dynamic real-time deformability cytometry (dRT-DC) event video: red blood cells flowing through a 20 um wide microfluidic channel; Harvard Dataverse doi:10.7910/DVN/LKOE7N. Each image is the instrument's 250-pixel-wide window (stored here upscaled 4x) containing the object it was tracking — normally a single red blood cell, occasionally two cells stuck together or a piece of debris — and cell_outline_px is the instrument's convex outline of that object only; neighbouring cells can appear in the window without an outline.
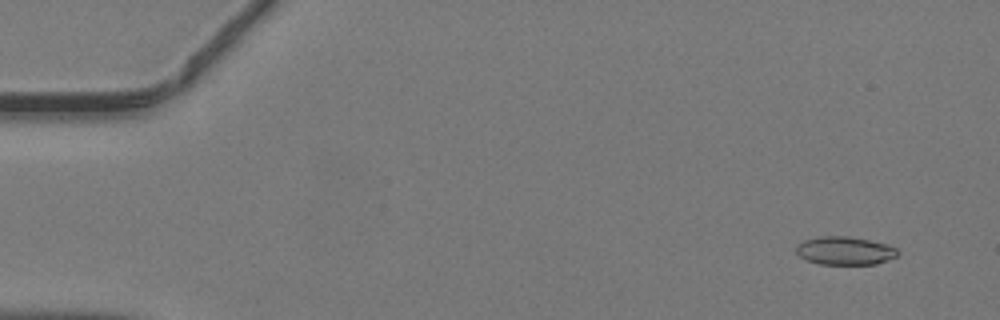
{"species": "common noctule bat (a hibernating species)", "species_latin": "Nyctalus noctula", "temperature_condition": "warm", "stored_images_in_passage": 16, "camera_frame_rate_fps": 3000, "um_per_image_px": 0.085, "animal": {"sex": "male", "body_mass_g": 19.2, "forearm_length_mm": 51.8}, "frame": {"image": 1, "passage_image": 4, "time_ms": 1.0, "image_size_px": [1000, 320], "cell_outline_px": [[900, 252], [896, 256], [888, 260], [876, 264], [820, 264], [808, 260], [800, 256], [796, 252], [796, 244], [804, 240], [816, 236], [848, 236], [888, 244], [896, 248]], "centroid_in_image_um": [71.81, 21.3], "position_along_channel_um": 13.2, "area_um2": 16.76}}
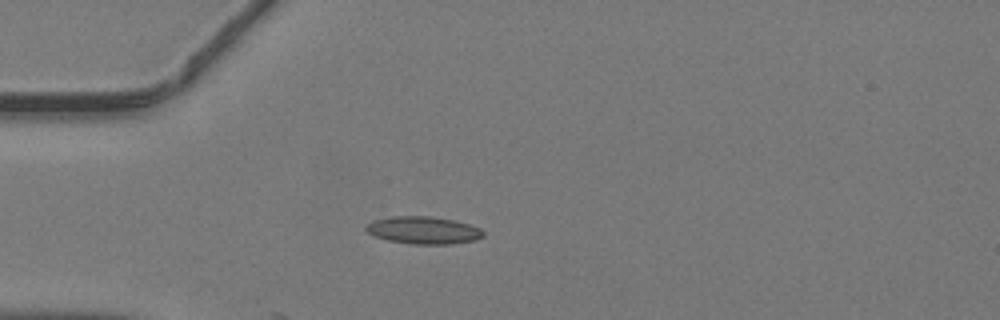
{"frame": {"image": 2, "passage_image": 14, "time_ms": 4.333, "image_size_px": [1000, 320], "cell_outline_px": [[484, 236], [476, 240], [452, 244], [412, 244], [388, 240], [376, 236], [368, 232], [364, 228], [372, 220], [392, 216], [432, 216], [456, 220], [480, 228], [484, 232]], "centroid_in_image_um": [36.01, 19.56], "position_along_channel_um": 49.0, "area_um2": 18.84}}